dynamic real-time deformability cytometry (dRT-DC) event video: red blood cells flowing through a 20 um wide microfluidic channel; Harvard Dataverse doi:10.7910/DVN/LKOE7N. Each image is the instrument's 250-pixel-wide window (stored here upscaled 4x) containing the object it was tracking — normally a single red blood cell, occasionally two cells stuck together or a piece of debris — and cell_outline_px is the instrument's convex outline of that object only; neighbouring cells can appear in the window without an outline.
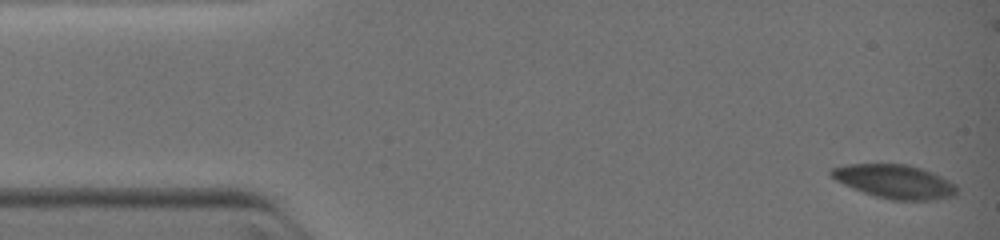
{"species": "common noctule bat (a hibernating species)", "species_latin": "Nyctalus noctula", "temperature_condition": "warm", "stored_images_in_passage": 11, "camera_frame_rate_fps": 3000, "um_per_image_px": 0.085, "animal": {"sex": "female", "body_mass_g": 19.0, "forearm_length_mm": 51.5}, "frame": {"image": 1, "passage_image": 1, "time_ms": 0.0, "image_size_px": [1000, 240], "cell_outline_px": [[956, 192], [952, 196], [936, 200], [892, 200], [876, 196], [864, 192], [844, 184], [836, 180], [828, 172], [832, 168], [848, 164], [908, 164], [932, 172], [956, 184]], "centroid_in_image_um": [76.05, 15.42], "position_along_channel_um": 8.9, "area_um2": 24.45}}